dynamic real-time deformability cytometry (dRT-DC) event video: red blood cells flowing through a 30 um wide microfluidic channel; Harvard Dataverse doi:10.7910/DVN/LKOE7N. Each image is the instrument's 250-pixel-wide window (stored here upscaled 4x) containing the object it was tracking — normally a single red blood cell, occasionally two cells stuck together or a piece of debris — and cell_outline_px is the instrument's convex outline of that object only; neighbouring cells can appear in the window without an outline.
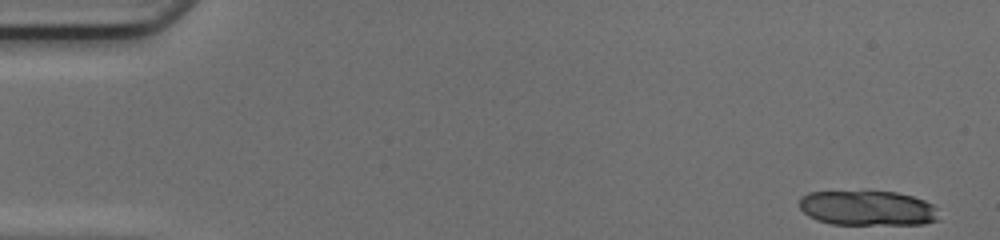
{"species": "common noctule bat (a hibernating species)", "species_latin": "Nyctalus noctula", "temperature_condition": "cold", "stored_images_in_passage": 21, "segment_of_instrument_passage": [1, 2], "camera_frame_rate_fps": 3000, "um_per_image_px": 0.085, "animal": {"sex": "female", "body_mass_g": 17.0, "forearm_length_mm": 48.0}, "frame": {"image": 1, "passage_image": 1, "time_ms": 0.0, "image_size_px": [1000, 240], "cell_outline_px": [[940, 220], [924, 224], [832, 224], [816, 220], [808, 216], [800, 208], [800, 196], [808, 192], [896, 192], [912, 196], [924, 200], [932, 204], [936, 208]], "centroid_in_image_um": [73.75, 17.7], "position_along_channel_um": 11.2, "area_um2": 28.38}}